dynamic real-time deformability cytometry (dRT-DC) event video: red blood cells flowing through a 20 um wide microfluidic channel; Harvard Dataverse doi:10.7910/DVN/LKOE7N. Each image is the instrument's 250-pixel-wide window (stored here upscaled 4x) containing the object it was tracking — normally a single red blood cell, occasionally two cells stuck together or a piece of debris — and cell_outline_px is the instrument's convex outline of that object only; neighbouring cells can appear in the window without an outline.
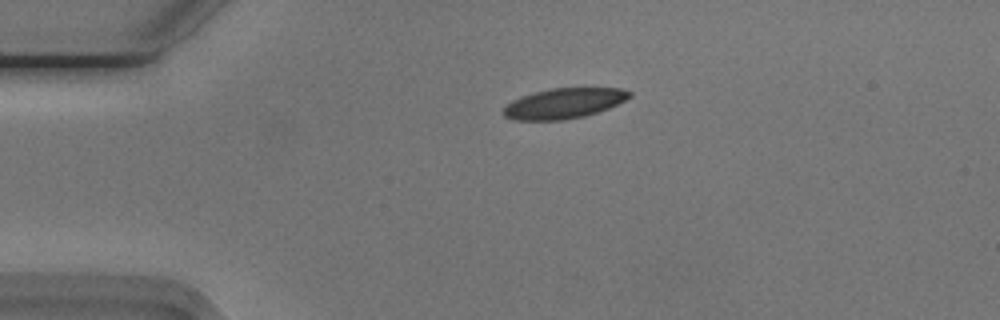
{"species": "Egyptian fruit bat (a non-hibernating species)", "species_latin": "Rousettus aegyptiacus", "temperature_condition": "cold", "stored_images_in_passage": 43, "camera_frame_rate_fps": 3000, "um_per_image_px": 0.085, "animal": {"sex": "male"}, "frame": {"image": 1, "passage_image": 1, "time_ms": 0.0, "image_size_px": [1000, 320], "cell_outline_px": [[632, 96], [608, 108], [584, 116], [564, 120], [516, 120], [504, 116], [504, 108], [512, 100], [520, 96], [552, 88], [620, 88], [632, 92]], "centroid_in_image_um": [47.93, 8.78], "position_along_channel_um": 37.1, "area_um2": 22.02}}
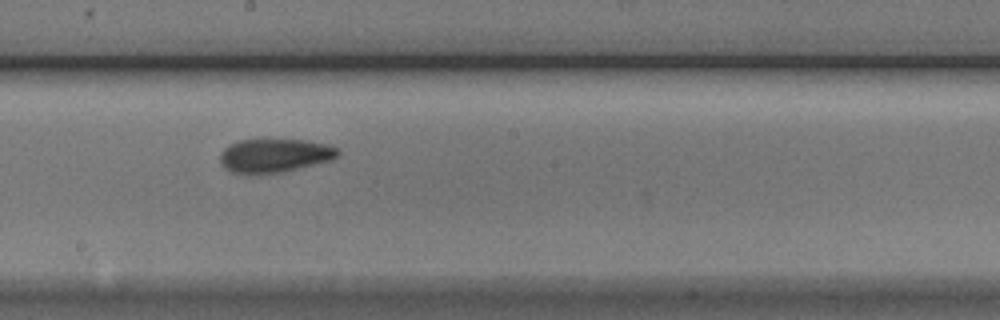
{"frame": {"image": 2, "passage_image": 19, "time_ms": 6.0, "image_size_px": [1000, 320], "cell_outline_px": [[340, 156], [332, 160], [284, 172], [260, 176], [244, 176], [228, 172], [220, 164], [220, 152], [224, 148], [240, 140], [304, 140], [328, 144], [340, 148]], "centroid_in_image_um": [23.32, 13.27], "position_along_channel_um": 224.9, "area_um2": 24.04}}
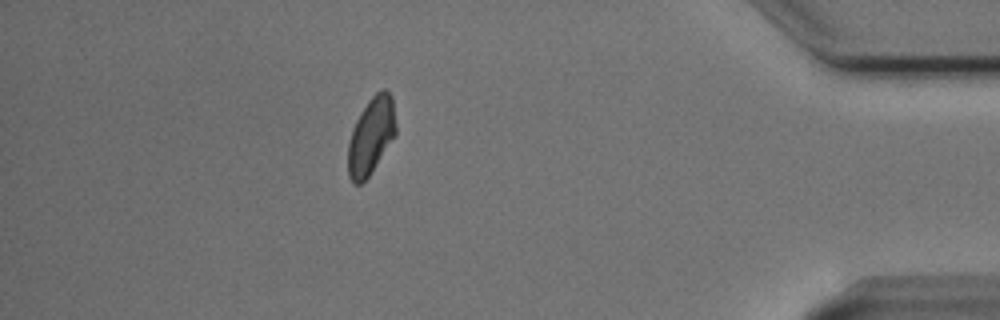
{"frame": {"image": 3, "passage_image": 37, "time_ms": 12.0, "image_size_px": [1000, 320], "cell_outline_px": [[396, 136], [368, 176], [360, 184], [352, 184], [348, 176], [348, 140], [352, 128], [360, 112], [368, 100], [376, 92], [384, 88], [392, 96], [396, 124]], "centroid_in_image_um": [31.53, 11.54], "position_along_channel_um": 403.7, "area_um2": 21.62}, "authors_computed_cell_mechanics": {"area_um2": 22.4842, "velocity_mm_per_s": 3.7386, "shape_relaxation_time_tau1_ms": 5.8279, "shape_relaxation_time_tau2_ms": 2.2501, "deformation_change_tau1": 0.1547, "deformation_change_tau2": 0.0646}}